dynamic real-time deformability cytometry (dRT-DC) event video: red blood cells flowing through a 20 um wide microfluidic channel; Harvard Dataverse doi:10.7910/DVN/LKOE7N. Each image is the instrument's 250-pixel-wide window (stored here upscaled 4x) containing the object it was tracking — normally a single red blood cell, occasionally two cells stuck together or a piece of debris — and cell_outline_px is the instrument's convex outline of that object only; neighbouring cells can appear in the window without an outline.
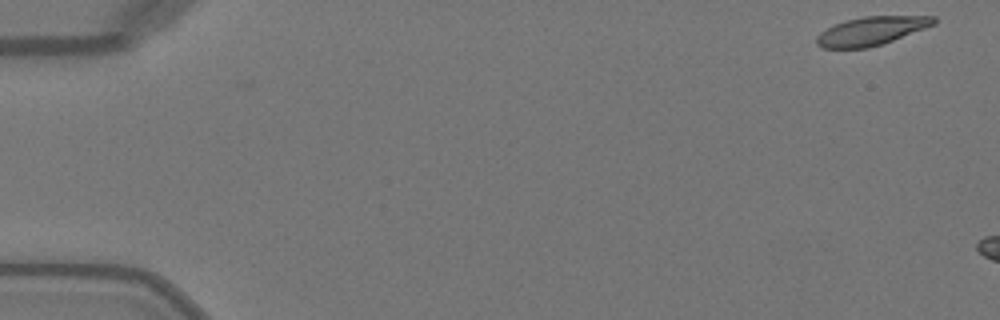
{"species": "Egyptian fruit bat (a non-hibernating species)", "species_latin": "Rousettus aegyptiacus", "temperature_condition": "warm", "stored_images_in_passage": 7, "camera_frame_rate_fps": 3000, "um_per_image_px": 0.085, "animal": {"sex": "female"}, "frame": {"image": 1, "passage_image": 1, "time_ms": 0.0, "image_size_px": [1000, 320], "cell_outline_px": [[936, 24], [884, 44], [868, 48], [820, 48], [816, 44], [816, 36], [820, 32], [836, 24], [848, 20], [864, 16], [936, 16]], "centroid_in_image_um": [74.08, 2.64], "position_along_channel_um": 10.9, "area_um2": 19.54}}